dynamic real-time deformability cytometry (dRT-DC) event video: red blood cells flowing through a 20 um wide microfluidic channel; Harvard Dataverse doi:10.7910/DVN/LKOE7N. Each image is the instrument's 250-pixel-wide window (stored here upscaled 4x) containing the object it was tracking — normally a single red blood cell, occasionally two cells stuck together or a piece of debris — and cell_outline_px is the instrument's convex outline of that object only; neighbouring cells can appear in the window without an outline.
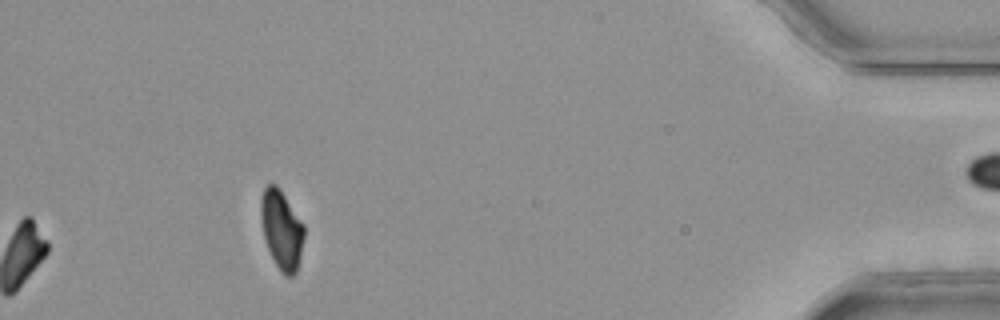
{"species": "common noctule bat (a hibernating species)", "species_latin": "Nyctalus noctula", "temperature_condition": "room temperature", "stored_images_in_passage": 49, "camera_frame_rate_fps": 3000, "um_per_image_px": 0.085, "animal": {"sex": "female", "body_mass_g": 25.1}, "frame": {"image": 1, "passage_image": 49, "time_ms": 16.0, "image_size_px": [1000, 320], "cell_outline_px": [[304, 236], [300, 256], [296, 272], [292, 276], [284, 276], [280, 272], [264, 240], [260, 220], [260, 200], [264, 188], [268, 184], [276, 184], [280, 188], [304, 224]], "centroid_in_image_um": [23.92, 19.5], "position_along_channel_um": 411.3, "area_um2": 20.06}, "authors_computed_cell_mechanics": {"area_um2": 20.8658, "velocity_mm_per_s": 3.7786, "shape_relaxation_time_tau1_ms": 5.6853, "shape_relaxation_time_tau2_ms": null, "deformation_change_tau1": 0.1472, "deformation_change_tau2": null}}